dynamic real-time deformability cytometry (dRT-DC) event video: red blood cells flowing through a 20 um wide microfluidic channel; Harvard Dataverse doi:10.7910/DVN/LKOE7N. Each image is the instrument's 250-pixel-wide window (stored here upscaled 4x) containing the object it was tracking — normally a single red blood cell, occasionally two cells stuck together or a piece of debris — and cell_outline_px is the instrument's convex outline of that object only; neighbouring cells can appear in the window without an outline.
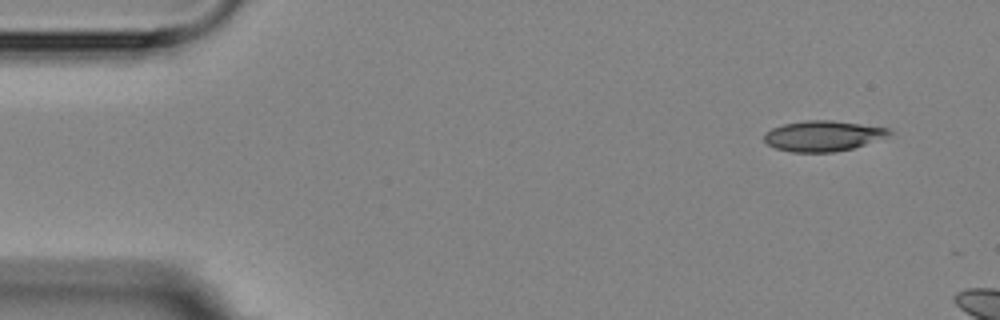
{"species": "Egyptian fruit bat (a non-hibernating species)", "species_latin": "Rousettus aegyptiacus", "temperature_condition": "room temperature", "stored_images_in_passage": 3, "camera_frame_rate_fps": 3000, "um_per_image_px": 0.085, "animal": {"sex": "female"}, "frame": {"image": 1, "passage_image": 1, "time_ms": 0.0, "image_size_px": [1000, 320], "cell_outline_px": [[892, 136], [852, 148], [832, 152], [792, 152], [776, 148], [768, 144], [764, 140], [764, 132], [772, 128], [784, 124], [804, 120], [832, 120], [888, 128], [892, 132]], "centroid_in_image_um": [69.97, 11.55], "position_along_channel_um": 15.0, "area_um2": 22.25}}